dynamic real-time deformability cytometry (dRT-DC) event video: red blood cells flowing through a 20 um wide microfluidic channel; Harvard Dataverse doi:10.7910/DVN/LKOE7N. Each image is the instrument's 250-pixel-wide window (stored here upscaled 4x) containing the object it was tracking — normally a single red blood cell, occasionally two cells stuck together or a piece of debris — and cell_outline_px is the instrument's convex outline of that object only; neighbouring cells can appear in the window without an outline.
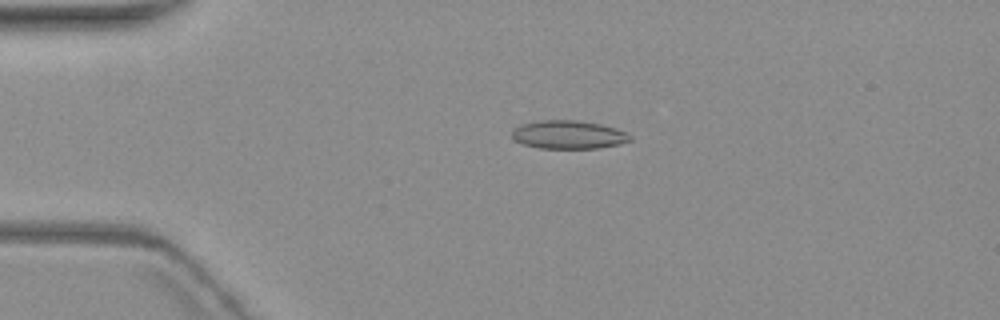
{"species": "common noctule bat (a hibernating species)", "species_latin": "Nyctalus noctula", "temperature_condition": "warm", "stored_images_in_passage": 4, "camera_frame_rate_fps": 3000, "um_per_image_px": 0.085, "animal": {"sex": "female", "body_mass_g": 19.3, "forearm_length_mm": 54.1}, "frame": {"image": 1, "passage_image": 3, "time_ms": 3.333, "image_size_px": [1000, 320], "cell_outline_px": [[632, 140], [620, 144], [596, 148], [540, 148], [524, 144], [512, 140], [512, 128], [520, 124], [536, 120], [576, 120], [600, 124], [616, 128], [632, 136]], "centroid_in_image_um": [48.28, 11.44], "position_along_channel_um": 36.7, "area_um2": 19.65}}